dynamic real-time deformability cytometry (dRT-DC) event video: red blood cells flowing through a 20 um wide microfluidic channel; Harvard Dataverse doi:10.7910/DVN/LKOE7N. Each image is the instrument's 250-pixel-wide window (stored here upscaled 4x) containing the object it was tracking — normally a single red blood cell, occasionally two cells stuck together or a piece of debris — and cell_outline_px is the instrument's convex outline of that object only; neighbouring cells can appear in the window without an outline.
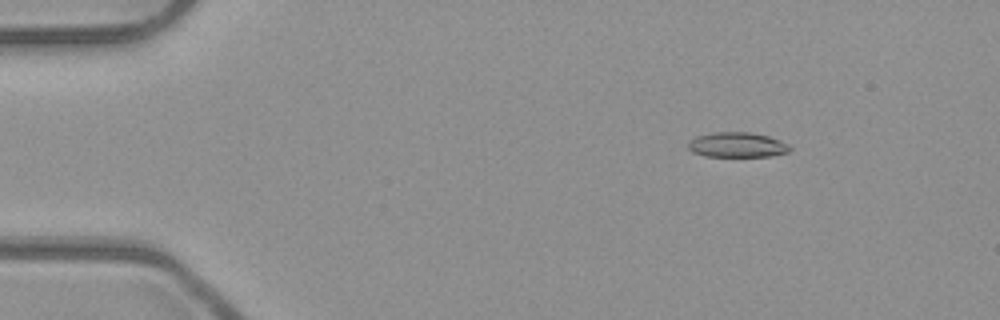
{"species": "common noctule bat (a hibernating species)", "species_latin": "Nyctalus noctula", "temperature_condition": "room temperature", "stored_images_in_passage": 4, "camera_frame_rate_fps": 3000, "um_per_image_px": 0.085, "animal": {"sex": "male", "body_mass_g": 23.1, "forearm_length_mm": 52.7}, "frame": {"image": 1, "passage_image": 4, "time_ms": 1.0, "image_size_px": [1000, 320], "cell_outline_px": [[792, 148], [788, 152], [772, 156], [704, 156], [692, 152], [688, 148], [688, 144], [696, 136], [712, 132], [748, 132], [768, 136], [780, 140], [788, 144]], "centroid_in_image_um": [62.67, 12.31], "position_along_channel_um": 22.3, "area_um2": 14.8}}